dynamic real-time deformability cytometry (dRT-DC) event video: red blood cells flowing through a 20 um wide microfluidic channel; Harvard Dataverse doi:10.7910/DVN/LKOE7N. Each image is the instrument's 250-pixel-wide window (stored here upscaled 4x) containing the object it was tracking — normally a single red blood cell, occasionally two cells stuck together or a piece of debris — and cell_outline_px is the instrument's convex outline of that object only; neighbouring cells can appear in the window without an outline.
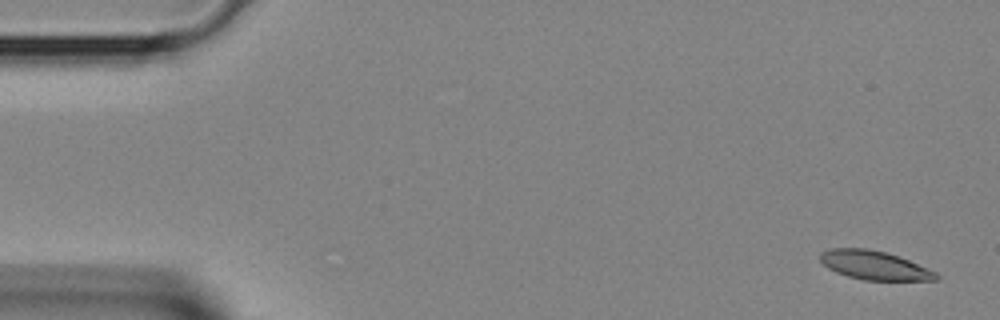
{"species": "Egyptian fruit bat (a non-hibernating species)", "species_latin": "Rousettus aegyptiacus", "temperature_condition": "room temperature", "stored_images_in_passage": 3, "camera_frame_rate_fps": 3000, "um_per_image_px": 0.085, "animal": {"sex": "female"}, "frame": {"image": 1, "passage_image": 1, "time_ms": 0.0, "image_size_px": [1000, 320], "cell_outline_px": [[940, 280], [864, 280], [848, 276], [836, 272], [828, 268], [820, 260], [820, 252], [832, 248], [868, 248], [884, 252], [908, 260], [936, 272], [940, 276]], "centroid_in_image_um": [74.31, 22.55], "position_along_channel_um": 10.7, "area_um2": 19.31}}
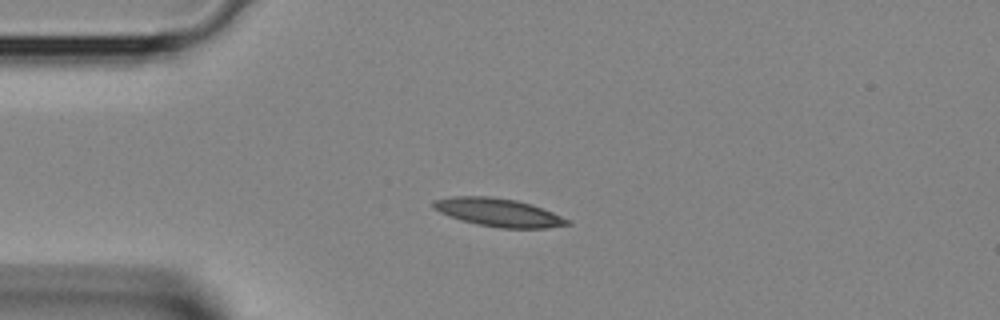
{"frame": {"image": 2, "passage_image": 3, "time_ms": 0.667, "image_size_px": [1000, 320], "cell_outline_px": [[572, 224], [548, 228], [500, 228], [476, 224], [460, 220], [440, 212], [432, 208], [432, 200], [452, 196], [488, 196], [516, 200], [532, 204], [552, 212], [568, 220]], "centroid_in_image_um": [42.33, 18.05], "position_along_channel_um": 42.7, "area_um2": 22.02}}